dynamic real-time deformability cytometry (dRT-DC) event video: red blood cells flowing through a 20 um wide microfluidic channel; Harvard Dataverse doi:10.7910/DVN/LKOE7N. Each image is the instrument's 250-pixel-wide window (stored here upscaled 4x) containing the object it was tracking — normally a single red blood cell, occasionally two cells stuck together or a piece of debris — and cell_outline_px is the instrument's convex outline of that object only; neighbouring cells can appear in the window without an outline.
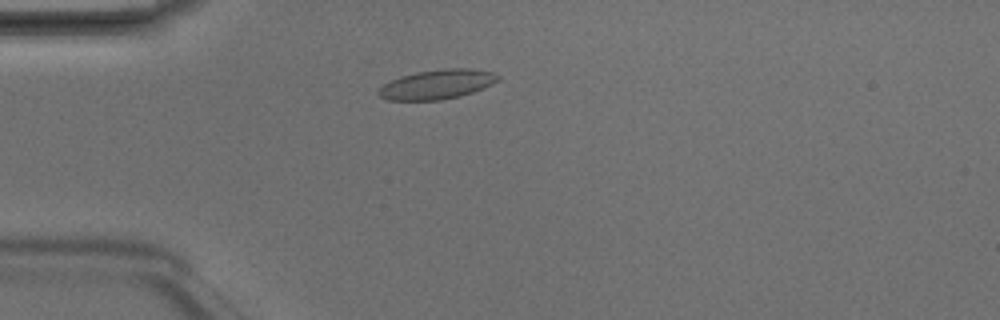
{"species": "Egyptian fruit bat (a non-hibernating species)", "species_latin": "Rousettus aegyptiacus", "temperature_condition": "room temperature", "stored_images_in_passage": 4, "camera_frame_rate_fps": 3000, "um_per_image_px": 0.085, "animal": {"sex": "male"}, "frame": {"image": 1, "passage_image": 3, "time_ms": 0.667, "image_size_px": [1000, 320], "cell_outline_px": [[500, 80], [492, 84], [472, 92], [460, 96], [440, 100], [388, 100], [380, 96], [376, 92], [384, 84], [400, 76], [416, 72], [444, 68], [472, 68], [492, 72], [500, 76]], "centroid_in_image_um": [37.16, 7.16], "position_along_channel_um": 47.8, "area_um2": 20.52}}